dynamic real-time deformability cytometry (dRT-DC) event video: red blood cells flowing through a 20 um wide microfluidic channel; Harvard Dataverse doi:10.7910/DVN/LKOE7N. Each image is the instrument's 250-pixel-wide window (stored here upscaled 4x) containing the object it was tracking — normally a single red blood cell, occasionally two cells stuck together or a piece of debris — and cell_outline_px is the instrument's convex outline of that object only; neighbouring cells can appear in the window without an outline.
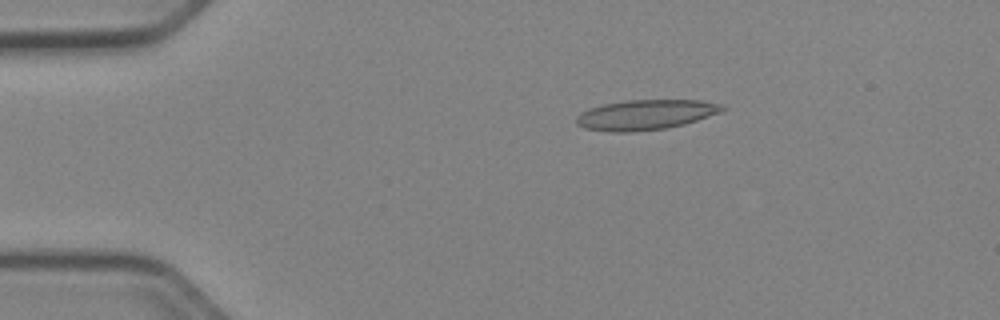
{"species": "Egyptian fruit bat (a non-hibernating species)", "species_latin": "Rousettus aegyptiacus", "temperature_condition": "cold", "stored_images_in_passage": 52, "camera_frame_rate_fps": 3000, "um_per_image_px": 0.085, "animal": {"sex": "female"}, "frame": {"image": 1, "passage_image": 10, "time_ms": 3.0, "image_size_px": [1000, 320], "cell_outline_px": [[728, 108], [720, 112], [684, 124], [664, 128], [632, 132], [612, 132], [584, 128], [576, 124], [576, 116], [580, 112], [588, 108], [604, 104], [624, 100], [700, 100], [720, 104]], "centroid_in_image_um": [54.83, 9.75], "position_along_channel_um": 30.2, "area_um2": 25.55}}
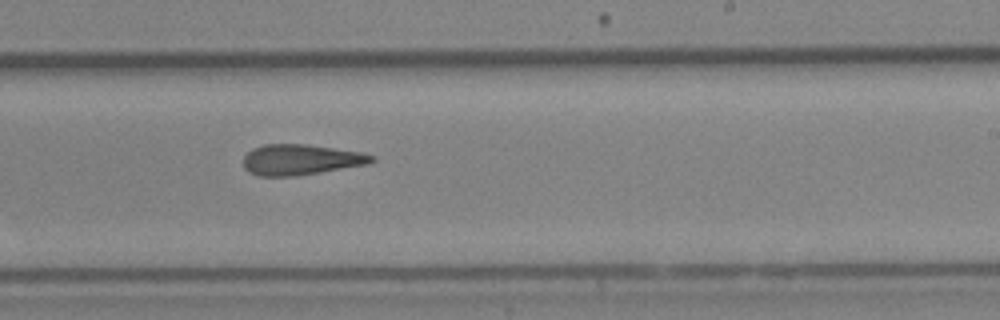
{"frame": {"image": 2, "passage_image": 32, "time_ms": 10.333, "image_size_px": [1000, 320], "cell_outline_px": [[376, 160], [368, 164], [320, 172], [292, 176], [256, 176], [248, 172], [244, 168], [244, 156], [252, 148], [264, 144], [304, 144], [360, 152], [376, 156]], "centroid_in_image_um": [25.54, 13.57], "position_along_channel_um": 263.5, "area_um2": 22.83}}
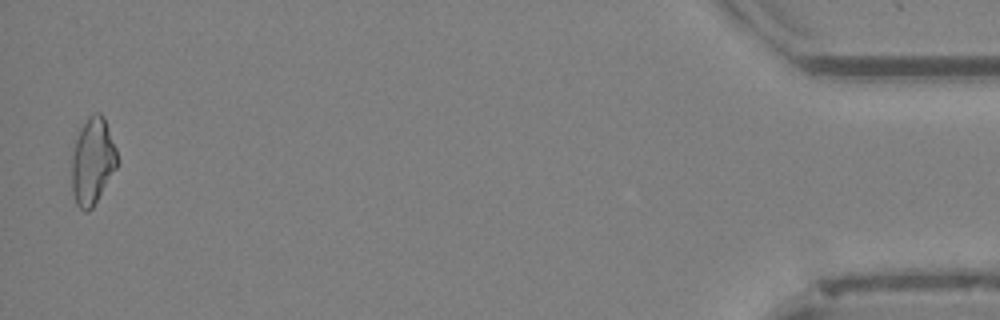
{"frame": {"image": 3, "passage_image": 51, "time_ms": 16.667, "image_size_px": [1000, 320], "cell_outline_px": [[116, 168], [92, 208], [88, 212], [84, 212], [76, 204], [72, 192], [72, 152], [80, 128], [88, 116], [96, 112], [100, 112], [104, 116], [116, 148]], "centroid_in_image_um": [7.85, 13.69], "position_along_channel_um": 427.4, "area_um2": 22.83}, "authors_computed_cell_mechanics": {"area_um2": 23.6113, "velocity_mm_per_s": 3.9674, "shape_relaxation_time_tau1_ms": null, "shape_relaxation_time_tau2_ms": 5.621, "deformation_change_tau1": null, "deformation_change_tau2": 0.1821}}